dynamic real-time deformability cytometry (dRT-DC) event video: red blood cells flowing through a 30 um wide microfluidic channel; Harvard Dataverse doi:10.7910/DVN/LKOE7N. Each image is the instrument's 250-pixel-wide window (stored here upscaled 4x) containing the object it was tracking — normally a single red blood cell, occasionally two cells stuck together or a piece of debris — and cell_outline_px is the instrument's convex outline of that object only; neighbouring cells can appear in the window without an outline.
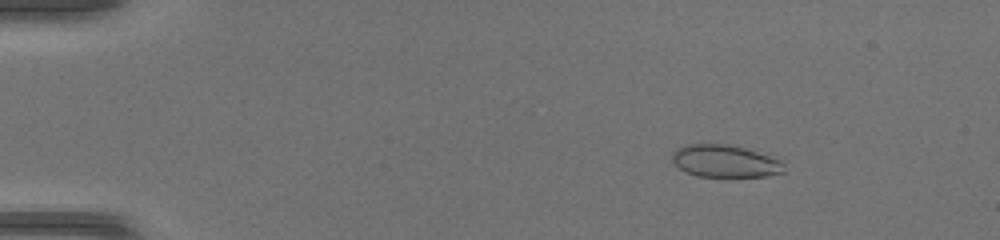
{"species": "common noctule bat (a hibernating species)", "species_latin": "Nyctalus noctula", "temperature_condition": "warm", "stored_images_in_passage": 48, "camera_frame_rate_fps": 3000, "um_per_image_px": 0.085, "animal": {"sex": "female", "body_mass_g": 17.0, "forearm_length_mm": 48.0}, "frame": {"image": 1, "passage_image": 8, "time_ms": 2.333, "image_size_px": [1000, 240], "cell_outline_px": [[784, 172], [768, 176], [728, 180], [700, 176], [684, 172], [672, 160], [672, 152], [676, 148], [684, 144], [732, 144], [784, 160]], "centroid_in_image_um": [61.67, 13.74], "position_along_channel_um": 23.3, "area_um2": 22.25}}
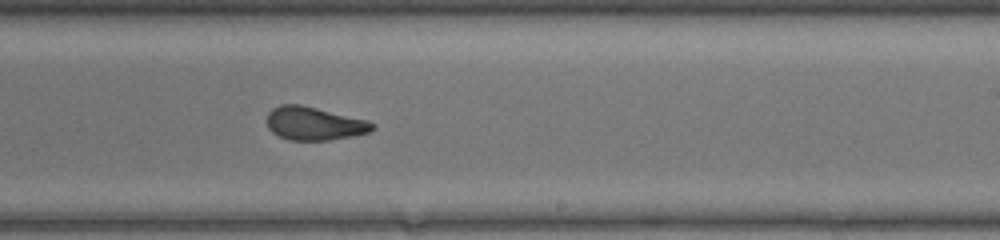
{"frame": {"image": 2, "passage_image": 31, "time_ms": 10.0, "image_size_px": [1000, 240], "cell_outline_px": [[376, 128], [368, 132], [352, 136], [328, 140], [288, 140], [272, 132], [268, 128], [268, 112], [272, 108], [280, 104], [300, 104], [368, 120], [376, 124]], "centroid_in_image_um": [26.72, 10.49], "position_along_channel_um": 262.3, "area_um2": 20.46}}
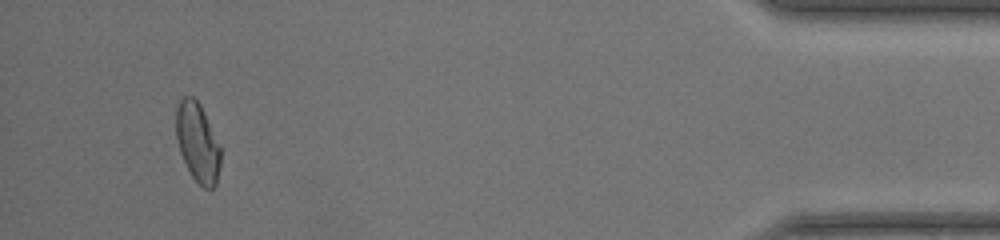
{"frame": {"image": 3, "passage_image": 46, "time_ms": 15.0, "image_size_px": [1000, 240], "cell_outline_px": [[220, 164], [216, 184], [212, 188], [204, 188], [192, 176], [180, 152], [176, 140], [176, 108], [180, 96], [192, 96], [200, 104], [220, 148]], "centroid_in_image_um": [16.76, 12.08], "position_along_channel_um": 418.4, "area_um2": 20.23}}